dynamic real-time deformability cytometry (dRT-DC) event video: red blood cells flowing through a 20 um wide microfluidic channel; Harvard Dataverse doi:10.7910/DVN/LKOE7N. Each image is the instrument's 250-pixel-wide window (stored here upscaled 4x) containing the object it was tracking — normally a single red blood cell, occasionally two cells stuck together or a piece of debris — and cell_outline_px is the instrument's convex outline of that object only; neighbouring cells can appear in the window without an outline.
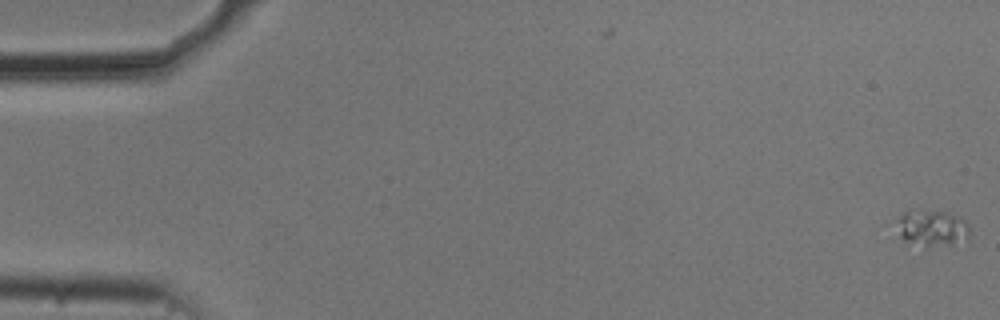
{"species": "common noctule bat (a hibernating species)", "species_latin": "Nyctalus noctula", "temperature_condition": "cold", "stored_images_in_passage": 55, "camera_frame_rate_fps": 3000, "um_per_image_px": 0.085, "animal": {"sex": "male", "body_mass_g": 20.5, "forearm_length_mm": 52.5}, "frame": {"image": 1, "passage_image": 1, "time_ms": 0.0, "image_size_px": [1000, 320], "cell_outline_px": [[968, 236], [924, 248], [904, 240], [900, 236], [892, 224], [892, 220], [904, 212], [944, 212], [960, 216], [968, 224]], "centroid_in_image_um": [79.05, 19.36], "position_along_channel_um": 5.9, "area_um2": 14.91}}
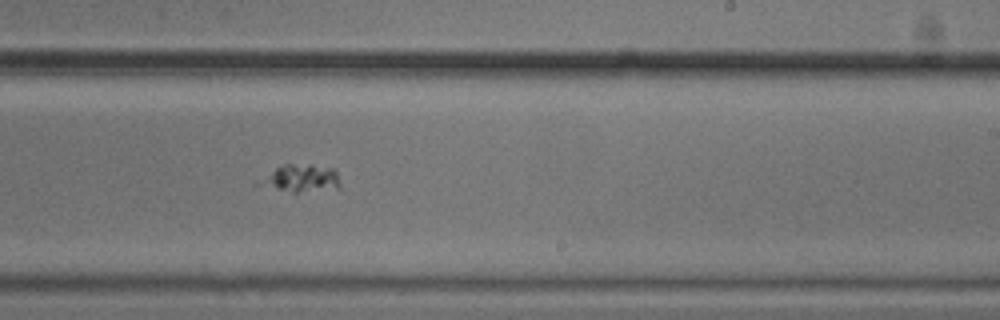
{"frame": {"image": 2, "passage_image": 34, "time_ms": 11.0, "image_size_px": [1000, 320], "cell_outline_px": [[340, 188], [296, 192], [292, 192], [276, 188], [268, 184], [264, 180], [276, 168], [284, 164], [312, 164], [332, 168], [336, 172], [340, 184]], "centroid_in_image_um": [25.78, 15.13], "position_along_channel_um": 263.2, "area_um2": 12.02}}
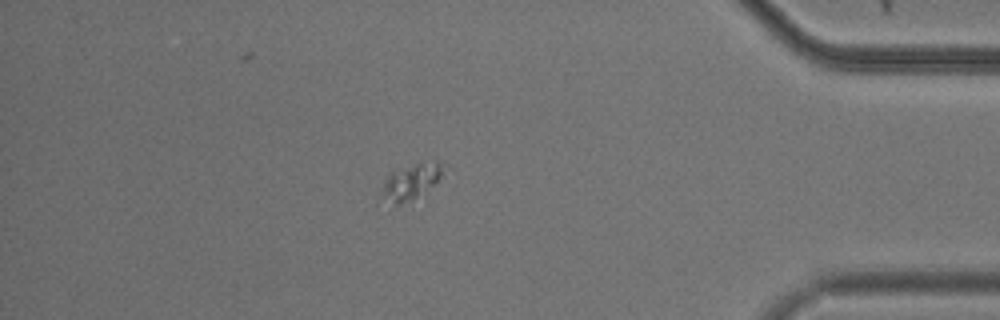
{"frame": {"image": 3, "passage_image": 48, "time_ms": 15.667, "image_size_px": [1000, 320], "cell_outline_px": [[448, 164], [440, 176], [432, 184], [416, 196], [400, 204], [396, 204], [380, 196], [384, 180], [392, 172], [416, 164], [436, 160], [444, 160]], "centroid_in_image_um": [34.98, 15.37], "position_along_channel_um": 400.2, "area_um2": 12.25}}